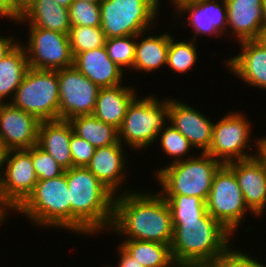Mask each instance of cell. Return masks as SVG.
<instances>
[{
  "instance_id": "60d3db41",
  "label": "cell",
  "mask_w": 266,
  "mask_h": 267,
  "mask_svg": "<svg viewBox=\"0 0 266 267\" xmlns=\"http://www.w3.org/2000/svg\"><path fill=\"white\" fill-rule=\"evenodd\" d=\"M34 2L35 0H14V21L16 22Z\"/></svg>"
},
{
  "instance_id": "b9f144b4",
  "label": "cell",
  "mask_w": 266,
  "mask_h": 267,
  "mask_svg": "<svg viewBox=\"0 0 266 267\" xmlns=\"http://www.w3.org/2000/svg\"><path fill=\"white\" fill-rule=\"evenodd\" d=\"M257 140L252 141L255 143V151H257L256 156L262 161L263 165L266 167V136L261 138H255Z\"/></svg>"
},
{
  "instance_id": "44dd1931",
  "label": "cell",
  "mask_w": 266,
  "mask_h": 267,
  "mask_svg": "<svg viewBox=\"0 0 266 267\" xmlns=\"http://www.w3.org/2000/svg\"><path fill=\"white\" fill-rule=\"evenodd\" d=\"M73 66L99 88L118 86L125 78L124 71L109 58L105 46L76 54Z\"/></svg>"
},
{
  "instance_id": "484cf974",
  "label": "cell",
  "mask_w": 266,
  "mask_h": 267,
  "mask_svg": "<svg viewBox=\"0 0 266 267\" xmlns=\"http://www.w3.org/2000/svg\"><path fill=\"white\" fill-rule=\"evenodd\" d=\"M22 44L18 41L0 61V103L5 101L7 103L13 99L17 87L29 68L27 54Z\"/></svg>"
},
{
  "instance_id": "30bf717a",
  "label": "cell",
  "mask_w": 266,
  "mask_h": 267,
  "mask_svg": "<svg viewBox=\"0 0 266 267\" xmlns=\"http://www.w3.org/2000/svg\"><path fill=\"white\" fill-rule=\"evenodd\" d=\"M252 128L243 112H228L219 121L214 122L211 144L206 153L222 164L256 156L255 151L249 152L253 150L249 144L252 141ZM248 149L249 151H246Z\"/></svg>"
},
{
  "instance_id": "bcb514c9",
  "label": "cell",
  "mask_w": 266,
  "mask_h": 267,
  "mask_svg": "<svg viewBox=\"0 0 266 267\" xmlns=\"http://www.w3.org/2000/svg\"><path fill=\"white\" fill-rule=\"evenodd\" d=\"M60 6L69 9L74 0H54Z\"/></svg>"
},
{
  "instance_id": "e575fe53",
  "label": "cell",
  "mask_w": 266,
  "mask_h": 267,
  "mask_svg": "<svg viewBox=\"0 0 266 267\" xmlns=\"http://www.w3.org/2000/svg\"><path fill=\"white\" fill-rule=\"evenodd\" d=\"M31 158L38 180L56 178L65 172V169L38 145L31 147Z\"/></svg>"
},
{
  "instance_id": "74e56055",
  "label": "cell",
  "mask_w": 266,
  "mask_h": 267,
  "mask_svg": "<svg viewBox=\"0 0 266 267\" xmlns=\"http://www.w3.org/2000/svg\"><path fill=\"white\" fill-rule=\"evenodd\" d=\"M117 248L119 254L117 266L108 265L105 267H143V265L134 259L120 244L117 245Z\"/></svg>"
},
{
  "instance_id": "4dcf8cb0",
  "label": "cell",
  "mask_w": 266,
  "mask_h": 267,
  "mask_svg": "<svg viewBox=\"0 0 266 267\" xmlns=\"http://www.w3.org/2000/svg\"><path fill=\"white\" fill-rule=\"evenodd\" d=\"M171 210L172 219H201L208 212L201 198L186 195H162Z\"/></svg>"
},
{
  "instance_id": "ab89813d",
  "label": "cell",
  "mask_w": 266,
  "mask_h": 267,
  "mask_svg": "<svg viewBox=\"0 0 266 267\" xmlns=\"http://www.w3.org/2000/svg\"><path fill=\"white\" fill-rule=\"evenodd\" d=\"M14 21V0H0V18Z\"/></svg>"
},
{
  "instance_id": "6da1fadb",
  "label": "cell",
  "mask_w": 266,
  "mask_h": 267,
  "mask_svg": "<svg viewBox=\"0 0 266 267\" xmlns=\"http://www.w3.org/2000/svg\"><path fill=\"white\" fill-rule=\"evenodd\" d=\"M173 230L171 210L159 191L134 189L114 197L112 234L171 245Z\"/></svg>"
},
{
  "instance_id": "4316f807",
  "label": "cell",
  "mask_w": 266,
  "mask_h": 267,
  "mask_svg": "<svg viewBox=\"0 0 266 267\" xmlns=\"http://www.w3.org/2000/svg\"><path fill=\"white\" fill-rule=\"evenodd\" d=\"M68 121L72 125L73 132L95 148L119 142L118 129L100 121L93 114L75 116Z\"/></svg>"
},
{
  "instance_id": "7dc6e473",
  "label": "cell",
  "mask_w": 266,
  "mask_h": 267,
  "mask_svg": "<svg viewBox=\"0 0 266 267\" xmlns=\"http://www.w3.org/2000/svg\"><path fill=\"white\" fill-rule=\"evenodd\" d=\"M259 40L266 46V25H263Z\"/></svg>"
},
{
  "instance_id": "5b68a950",
  "label": "cell",
  "mask_w": 266,
  "mask_h": 267,
  "mask_svg": "<svg viewBox=\"0 0 266 267\" xmlns=\"http://www.w3.org/2000/svg\"><path fill=\"white\" fill-rule=\"evenodd\" d=\"M222 163L207 153L157 169L155 179L161 195H186L207 201L215 173Z\"/></svg>"
},
{
  "instance_id": "f907efd6",
  "label": "cell",
  "mask_w": 266,
  "mask_h": 267,
  "mask_svg": "<svg viewBox=\"0 0 266 267\" xmlns=\"http://www.w3.org/2000/svg\"><path fill=\"white\" fill-rule=\"evenodd\" d=\"M85 2H89V3H100L102 0H83Z\"/></svg>"
},
{
  "instance_id": "7bdbcfd3",
  "label": "cell",
  "mask_w": 266,
  "mask_h": 267,
  "mask_svg": "<svg viewBox=\"0 0 266 267\" xmlns=\"http://www.w3.org/2000/svg\"><path fill=\"white\" fill-rule=\"evenodd\" d=\"M10 149L8 146L0 139V183L4 174V167L7 163L8 154Z\"/></svg>"
},
{
  "instance_id": "7a4b0ae2",
  "label": "cell",
  "mask_w": 266,
  "mask_h": 267,
  "mask_svg": "<svg viewBox=\"0 0 266 267\" xmlns=\"http://www.w3.org/2000/svg\"><path fill=\"white\" fill-rule=\"evenodd\" d=\"M71 204V231L92 235L109 231L114 195L86 168L65 170Z\"/></svg>"
},
{
  "instance_id": "d6986e66",
  "label": "cell",
  "mask_w": 266,
  "mask_h": 267,
  "mask_svg": "<svg viewBox=\"0 0 266 267\" xmlns=\"http://www.w3.org/2000/svg\"><path fill=\"white\" fill-rule=\"evenodd\" d=\"M227 33L237 42L258 40L263 29L265 0H225ZM230 30V31H229Z\"/></svg>"
},
{
  "instance_id": "8d00e7d4",
  "label": "cell",
  "mask_w": 266,
  "mask_h": 267,
  "mask_svg": "<svg viewBox=\"0 0 266 267\" xmlns=\"http://www.w3.org/2000/svg\"><path fill=\"white\" fill-rule=\"evenodd\" d=\"M95 147L75 133L70 137V152L73 167H86L94 155Z\"/></svg>"
},
{
  "instance_id": "5bb4252c",
  "label": "cell",
  "mask_w": 266,
  "mask_h": 267,
  "mask_svg": "<svg viewBox=\"0 0 266 267\" xmlns=\"http://www.w3.org/2000/svg\"><path fill=\"white\" fill-rule=\"evenodd\" d=\"M168 120L190 144L206 153L209 150L214 123L210 117L200 113L198 109L185 102L169 97L168 99Z\"/></svg>"
},
{
  "instance_id": "2e32d148",
  "label": "cell",
  "mask_w": 266,
  "mask_h": 267,
  "mask_svg": "<svg viewBox=\"0 0 266 267\" xmlns=\"http://www.w3.org/2000/svg\"><path fill=\"white\" fill-rule=\"evenodd\" d=\"M125 150V146L120 141L117 144L96 148L90 163L86 166L114 196L133 191L124 188V181L128 177V172L125 169L129 163L126 161L128 154Z\"/></svg>"
},
{
  "instance_id": "4fadbf2b",
  "label": "cell",
  "mask_w": 266,
  "mask_h": 267,
  "mask_svg": "<svg viewBox=\"0 0 266 267\" xmlns=\"http://www.w3.org/2000/svg\"><path fill=\"white\" fill-rule=\"evenodd\" d=\"M59 86V119L92 115L99 87L74 66L57 70Z\"/></svg>"
},
{
  "instance_id": "7402d4cb",
  "label": "cell",
  "mask_w": 266,
  "mask_h": 267,
  "mask_svg": "<svg viewBox=\"0 0 266 267\" xmlns=\"http://www.w3.org/2000/svg\"><path fill=\"white\" fill-rule=\"evenodd\" d=\"M72 125L68 120L41 121L37 145L46 151L65 170L73 167L70 152Z\"/></svg>"
},
{
  "instance_id": "d6a6232c",
  "label": "cell",
  "mask_w": 266,
  "mask_h": 267,
  "mask_svg": "<svg viewBox=\"0 0 266 267\" xmlns=\"http://www.w3.org/2000/svg\"><path fill=\"white\" fill-rule=\"evenodd\" d=\"M136 36L128 35L106 39L105 47L109 58L124 72L133 69L135 59Z\"/></svg>"
},
{
  "instance_id": "7c38bea8",
  "label": "cell",
  "mask_w": 266,
  "mask_h": 267,
  "mask_svg": "<svg viewBox=\"0 0 266 267\" xmlns=\"http://www.w3.org/2000/svg\"><path fill=\"white\" fill-rule=\"evenodd\" d=\"M37 181L31 148L10 150L0 183V205L7 212H14L32 193Z\"/></svg>"
},
{
  "instance_id": "83f0119b",
  "label": "cell",
  "mask_w": 266,
  "mask_h": 267,
  "mask_svg": "<svg viewBox=\"0 0 266 267\" xmlns=\"http://www.w3.org/2000/svg\"><path fill=\"white\" fill-rule=\"evenodd\" d=\"M121 246L143 267H178L170 245L152 241L124 239Z\"/></svg>"
},
{
  "instance_id": "681fc988",
  "label": "cell",
  "mask_w": 266,
  "mask_h": 267,
  "mask_svg": "<svg viewBox=\"0 0 266 267\" xmlns=\"http://www.w3.org/2000/svg\"><path fill=\"white\" fill-rule=\"evenodd\" d=\"M263 25H266V0L264 3V10H263Z\"/></svg>"
},
{
  "instance_id": "603a6c76",
  "label": "cell",
  "mask_w": 266,
  "mask_h": 267,
  "mask_svg": "<svg viewBox=\"0 0 266 267\" xmlns=\"http://www.w3.org/2000/svg\"><path fill=\"white\" fill-rule=\"evenodd\" d=\"M137 90L131 86L120 84L114 87L100 88L93 115L106 124L119 129L127 108L137 96Z\"/></svg>"
},
{
  "instance_id": "d590c367",
  "label": "cell",
  "mask_w": 266,
  "mask_h": 267,
  "mask_svg": "<svg viewBox=\"0 0 266 267\" xmlns=\"http://www.w3.org/2000/svg\"><path fill=\"white\" fill-rule=\"evenodd\" d=\"M231 246L217 260L220 267H266L261 261ZM260 261V262H259Z\"/></svg>"
},
{
  "instance_id": "ac0fdd59",
  "label": "cell",
  "mask_w": 266,
  "mask_h": 267,
  "mask_svg": "<svg viewBox=\"0 0 266 267\" xmlns=\"http://www.w3.org/2000/svg\"><path fill=\"white\" fill-rule=\"evenodd\" d=\"M235 173L244 201L258 217L266 213V167L257 157L227 164Z\"/></svg>"
},
{
  "instance_id": "277c9868",
  "label": "cell",
  "mask_w": 266,
  "mask_h": 267,
  "mask_svg": "<svg viewBox=\"0 0 266 267\" xmlns=\"http://www.w3.org/2000/svg\"><path fill=\"white\" fill-rule=\"evenodd\" d=\"M37 227L71 231V204L65 173L52 179L38 180L32 193L14 211Z\"/></svg>"
},
{
  "instance_id": "836d02e7",
  "label": "cell",
  "mask_w": 266,
  "mask_h": 267,
  "mask_svg": "<svg viewBox=\"0 0 266 267\" xmlns=\"http://www.w3.org/2000/svg\"><path fill=\"white\" fill-rule=\"evenodd\" d=\"M68 11L71 26L101 27L99 3L74 0Z\"/></svg>"
},
{
  "instance_id": "3957f363",
  "label": "cell",
  "mask_w": 266,
  "mask_h": 267,
  "mask_svg": "<svg viewBox=\"0 0 266 267\" xmlns=\"http://www.w3.org/2000/svg\"><path fill=\"white\" fill-rule=\"evenodd\" d=\"M171 252L178 267L216 263L233 236L209 213L201 219H172Z\"/></svg>"
},
{
  "instance_id": "f546056e",
  "label": "cell",
  "mask_w": 266,
  "mask_h": 267,
  "mask_svg": "<svg viewBox=\"0 0 266 267\" xmlns=\"http://www.w3.org/2000/svg\"><path fill=\"white\" fill-rule=\"evenodd\" d=\"M168 125L159 132L157 139L160 140L159 143L163 149L162 151H164L163 154L173 159L169 164L194 157L193 152L191 155H188L189 152L194 151L192 150L194 147L190 144L189 140L171 124Z\"/></svg>"
},
{
  "instance_id": "1f68e13d",
  "label": "cell",
  "mask_w": 266,
  "mask_h": 267,
  "mask_svg": "<svg viewBox=\"0 0 266 267\" xmlns=\"http://www.w3.org/2000/svg\"><path fill=\"white\" fill-rule=\"evenodd\" d=\"M68 36L73 57L87 50L104 47L106 42L101 27L71 26Z\"/></svg>"
},
{
  "instance_id": "cb8c5ba5",
  "label": "cell",
  "mask_w": 266,
  "mask_h": 267,
  "mask_svg": "<svg viewBox=\"0 0 266 267\" xmlns=\"http://www.w3.org/2000/svg\"><path fill=\"white\" fill-rule=\"evenodd\" d=\"M145 32L136 36L135 59L132 71H141L145 74L165 67L167 64V53L169 48V39L171 35L164 32L161 35L148 34ZM145 38H141V37ZM139 38V39H138ZM141 38V39H140ZM138 40V41H137Z\"/></svg>"
},
{
  "instance_id": "c3c4849f",
  "label": "cell",
  "mask_w": 266,
  "mask_h": 267,
  "mask_svg": "<svg viewBox=\"0 0 266 267\" xmlns=\"http://www.w3.org/2000/svg\"><path fill=\"white\" fill-rule=\"evenodd\" d=\"M190 267H220L217 263H211V264H199V265H193Z\"/></svg>"
},
{
  "instance_id": "f1b7e54d",
  "label": "cell",
  "mask_w": 266,
  "mask_h": 267,
  "mask_svg": "<svg viewBox=\"0 0 266 267\" xmlns=\"http://www.w3.org/2000/svg\"><path fill=\"white\" fill-rule=\"evenodd\" d=\"M196 42L198 41L192 38L175 42L171 36L167 53L166 66L169 67L168 69L180 75L191 70L199 58Z\"/></svg>"
},
{
  "instance_id": "ffe728a7",
  "label": "cell",
  "mask_w": 266,
  "mask_h": 267,
  "mask_svg": "<svg viewBox=\"0 0 266 267\" xmlns=\"http://www.w3.org/2000/svg\"><path fill=\"white\" fill-rule=\"evenodd\" d=\"M238 45L241 53L224 60L226 68L247 86L266 90V46L259 39L245 40Z\"/></svg>"
},
{
  "instance_id": "9a60e30c",
  "label": "cell",
  "mask_w": 266,
  "mask_h": 267,
  "mask_svg": "<svg viewBox=\"0 0 266 267\" xmlns=\"http://www.w3.org/2000/svg\"><path fill=\"white\" fill-rule=\"evenodd\" d=\"M220 1V2H219ZM187 14V16H186ZM182 15L186 19H182ZM181 22L193 30V40L200 36H215L222 38L227 33V9L225 0H204L181 7L176 15Z\"/></svg>"
},
{
  "instance_id": "8fae6325",
  "label": "cell",
  "mask_w": 266,
  "mask_h": 267,
  "mask_svg": "<svg viewBox=\"0 0 266 267\" xmlns=\"http://www.w3.org/2000/svg\"><path fill=\"white\" fill-rule=\"evenodd\" d=\"M24 48L28 66L39 70H59L73 66V55L68 34L45 28L28 26ZM26 44V45H25Z\"/></svg>"
},
{
  "instance_id": "9c48e42d",
  "label": "cell",
  "mask_w": 266,
  "mask_h": 267,
  "mask_svg": "<svg viewBox=\"0 0 266 267\" xmlns=\"http://www.w3.org/2000/svg\"><path fill=\"white\" fill-rule=\"evenodd\" d=\"M206 208L232 234L237 233L246 214L256 217L246 205L235 173L227 164H222L214 175Z\"/></svg>"
},
{
  "instance_id": "8992f818",
  "label": "cell",
  "mask_w": 266,
  "mask_h": 267,
  "mask_svg": "<svg viewBox=\"0 0 266 267\" xmlns=\"http://www.w3.org/2000/svg\"><path fill=\"white\" fill-rule=\"evenodd\" d=\"M137 95L129 104L124 121L118 129L119 141L138 152L150 148L168 120V97ZM140 97V99H139Z\"/></svg>"
},
{
  "instance_id": "ba28073f",
  "label": "cell",
  "mask_w": 266,
  "mask_h": 267,
  "mask_svg": "<svg viewBox=\"0 0 266 267\" xmlns=\"http://www.w3.org/2000/svg\"><path fill=\"white\" fill-rule=\"evenodd\" d=\"M10 103L40 121L59 119L57 70L28 68Z\"/></svg>"
},
{
  "instance_id": "f35d334b",
  "label": "cell",
  "mask_w": 266,
  "mask_h": 267,
  "mask_svg": "<svg viewBox=\"0 0 266 267\" xmlns=\"http://www.w3.org/2000/svg\"><path fill=\"white\" fill-rule=\"evenodd\" d=\"M13 35L0 36V61L7 55V53L18 43Z\"/></svg>"
},
{
  "instance_id": "e0dca14e",
  "label": "cell",
  "mask_w": 266,
  "mask_h": 267,
  "mask_svg": "<svg viewBox=\"0 0 266 267\" xmlns=\"http://www.w3.org/2000/svg\"><path fill=\"white\" fill-rule=\"evenodd\" d=\"M40 120L10 102L0 103V139L10 150L37 145Z\"/></svg>"
},
{
  "instance_id": "52a82bcc",
  "label": "cell",
  "mask_w": 266,
  "mask_h": 267,
  "mask_svg": "<svg viewBox=\"0 0 266 267\" xmlns=\"http://www.w3.org/2000/svg\"><path fill=\"white\" fill-rule=\"evenodd\" d=\"M99 4L106 39L148 34L161 11L160 0H102Z\"/></svg>"
},
{
  "instance_id": "f6af8a7d",
  "label": "cell",
  "mask_w": 266,
  "mask_h": 267,
  "mask_svg": "<svg viewBox=\"0 0 266 267\" xmlns=\"http://www.w3.org/2000/svg\"><path fill=\"white\" fill-rule=\"evenodd\" d=\"M10 214L8 213L1 205H0V226L2 224H4L8 219H6V217H8L7 215ZM6 220V221H5ZM2 223V224H1Z\"/></svg>"
},
{
  "instance_id": "ee69618b",
  "label": "cell",
  "mask_w": 266,
  "mask_h": 267,
  "mask_svg": "<svg viewBox=\"0 0 266 267\" xmlns=\"http://www.w3.org/2000/svg\"><path fill=\"white\" fill-rule=\"evenodd\" d=\"M201 1H204V0H170V2L173 4L172 9L176 10L175 12H177L183 6H186L192 3H198Z\"/></svg>"
},
{
  "instance_id": "d4e9b609",
  "label": "cell",
  "mask_w": 266,
  "mask_h": 267,
  "mask_svg": "<svg viewBox=\"0 0 266 267\" xmlns=\"http://www.w3.org/2000/svg\"><path fill=\"white\" fill-rule=\"evenodd\" d=\"M68 34L71 28L69 11L54 0H35L29 9L16 21ZM25 23V24H24Z\"/></svg>"
}]
</instances>
